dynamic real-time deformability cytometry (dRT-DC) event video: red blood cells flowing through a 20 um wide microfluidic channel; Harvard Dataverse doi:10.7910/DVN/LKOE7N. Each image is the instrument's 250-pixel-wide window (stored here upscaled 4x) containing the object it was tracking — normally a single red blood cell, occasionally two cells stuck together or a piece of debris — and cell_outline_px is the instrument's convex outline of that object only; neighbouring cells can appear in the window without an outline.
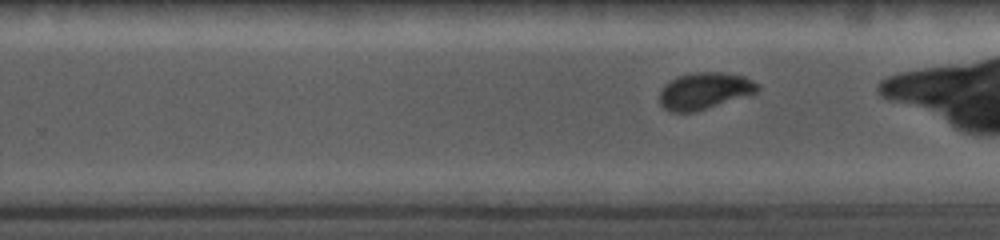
{"species": "common noctule bat (a hibernating species)", "species_latin": "Nyctalus noctula", "temperature_condition": "cold", "stored_images_in_passage": 33, "camera_frame_rate_fps": 5000, "um_per_image_px": 0.085, "animal": {"sex": "female", "body_mass_g": 19.0, "forearm_length_mm": 56.7}, "frame": {"image": 1, "passage_image": 28, "time_ms": 5.0, "image_size_px": [1000, 240], "cell_outline_px": [[760, 88], [756, 92], [692, 112], [668, 112], [660, 104], [660, 92], [664, 84], [680, 76], [696, 72], [724, 72], [744, 76], [752, 80]], "centroid_in_image_um": [59.84, 7.71], "position_along_channel_um": 270.0, "area_um2": 20.46}}